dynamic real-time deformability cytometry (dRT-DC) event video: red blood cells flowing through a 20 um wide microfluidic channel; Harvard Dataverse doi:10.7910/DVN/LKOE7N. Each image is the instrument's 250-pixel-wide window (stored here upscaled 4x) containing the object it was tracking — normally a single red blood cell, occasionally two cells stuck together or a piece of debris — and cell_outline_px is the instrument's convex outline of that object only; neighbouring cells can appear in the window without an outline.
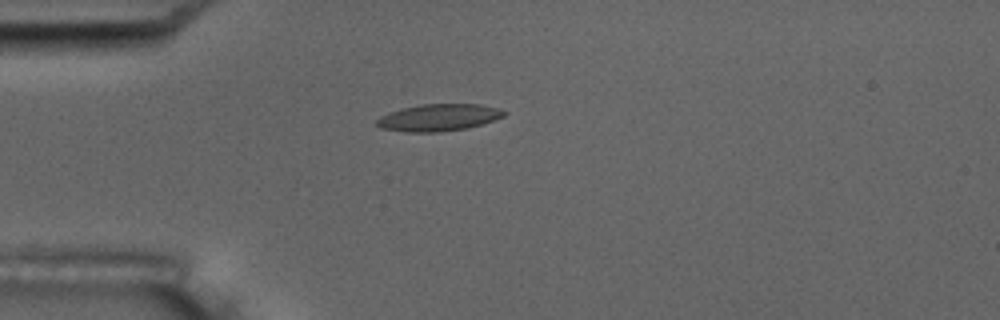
{"species": "common noctule bat (a hibernating species)", "species_latin": "Nyctalus noctula", "temperature_condition": "room temperature", "stored_images_in_passage": 5, "camera_frame_rate_fps": 3000, "um_per_image_px": 0.085, "animal": {"sex": "male", "body_mass_g": 17.5, "forearm_length_mm": 52.3}, "frame": {"image": 1, "passage_image": 2, "time_ms": 2.333, "image_size_px": [1000, 320], "cell_outline_px": [[508, 112], [504, 116], [468, 128], [440, 132], [404, 132], [380, 128], [376, 124], [376, 120], [380, 116], [404, 108], [420, 104], [480, 104], [496, 108]], "centroid_in_image_um": [37.27, 10.0], "position_along_channel_um": 47.7, "area_um2": 19.88}}